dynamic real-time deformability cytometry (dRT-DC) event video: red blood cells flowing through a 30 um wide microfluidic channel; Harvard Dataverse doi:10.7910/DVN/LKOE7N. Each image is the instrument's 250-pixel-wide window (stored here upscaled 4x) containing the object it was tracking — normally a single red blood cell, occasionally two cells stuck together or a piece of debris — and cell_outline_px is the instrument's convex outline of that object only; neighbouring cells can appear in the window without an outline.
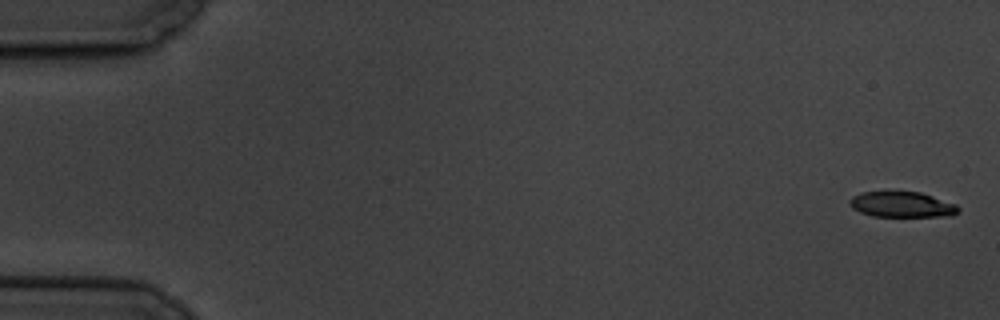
{"species": "common noctule bat (a hibernating species)", "species_latin": "Nyctalus noctula", "temperature_condition": "cold", "stored_images_in_passage": 8, "camera_frame_rate_fps": 3000, "um_per_image_px": 0.085, "animal": {"sex": "male", "body_mass_g": 19.5, "forearm_length_mm": 54.6}, "frame": {"image": 1, "passage_image": 1, "time_ms": 0.0, "image_size_px": [1000, 320], "cell_outline_px": [[960, 212], [952, 216], [872, 216], [860, 212], [852, 208], [848, 204], [848, 200], [852, 196], [864, 192], [920, 192], [956, 204], [960, 208]], "centroid_in_image_um": [76.66, 17.39], "position_along_channel_um": 8.3, "area_um2": 16.18}}
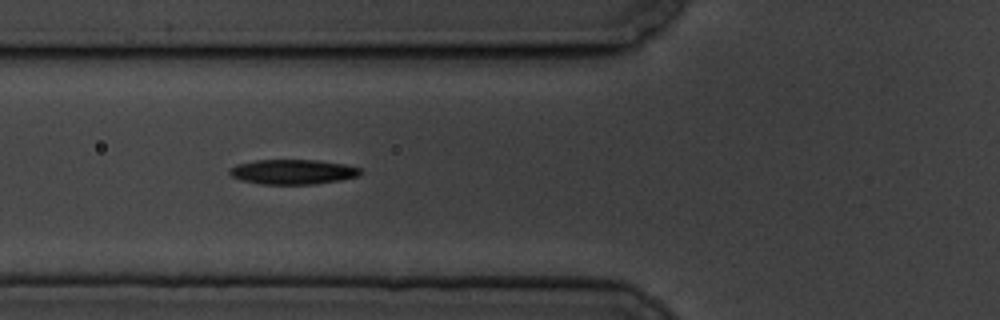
{"frame": {"image": 2, "passage_image": 7, "time_ms": 7.0, "image_size_px": [1000, 320], "cell_outline_px": [[364, 172], [360, 176], [340, 180], [312, 184], [260, 184], [240, 180], [232, 176], [228, 172], [236, 164], [256, 160], [316, 160], [344, 164], [360, 168]], "centroid_in_image_um": [24.91, 14.61], "position_along_channel_um": 100.9, "area_um2": 18.96}}
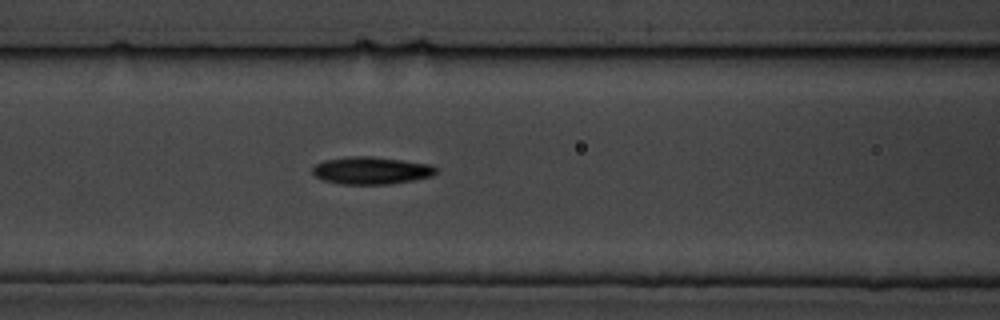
{"frame": {"image": 3, "passage_image": 8, "time_ms": 8.0, "image_size_px": [1000, 320], "cell_outline_px": [[436, 172], [432, 176], [412, 180], [388, 184], [340, 184], [324, 180], [316, 176], [312, 172], [312, 168], [316, 164], [324, 160], [352, 156], [372, 156], [404, 160], [432, 164], [436, 168]], "centroid_in_image_um": [31.56, 14.48], "position_along_channel_um": 135.0, "area_um2": 19.71}}